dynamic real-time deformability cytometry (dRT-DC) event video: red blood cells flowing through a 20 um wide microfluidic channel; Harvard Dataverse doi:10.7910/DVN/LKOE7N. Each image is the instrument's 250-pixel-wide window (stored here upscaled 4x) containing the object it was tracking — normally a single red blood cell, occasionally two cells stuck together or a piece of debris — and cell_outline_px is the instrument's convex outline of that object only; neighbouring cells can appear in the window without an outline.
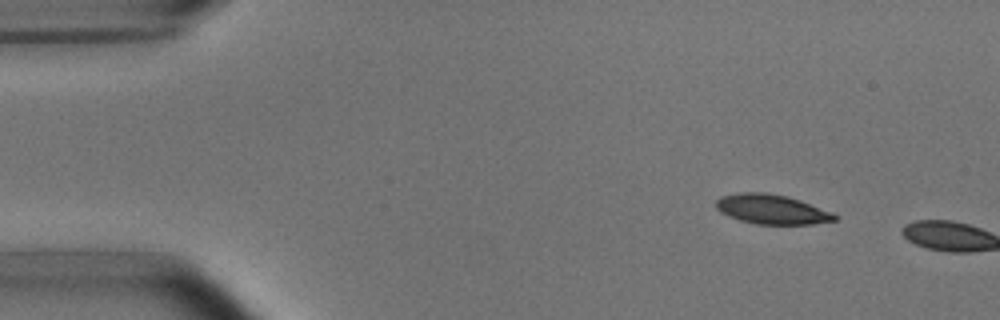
{"species": "common noctule bat (a hibernating species)", "species_latin": "Nyctalus noctula", "temperature_condition": "room temperature", "stored_images_in_passage": 2, "camera_frame_rate_fps": 3000, "um_per_image_px": 0.085, "animal": {"sex": "male", "body_mass_g": 15.6}, "frame": {"image": 1, "passage_image": 1, "time_ms": 0.0, "image_size_px": [1000, 320], "cell_outline_px": [[840, 216], [836, 220], [812, 224], [756, 224], [740, 220], [728, 216], [720, 212], [716, 208], [716, 200], [720, 196], [736, 192], [764, 192], [788, 196], [800, 200], [832, 212]], "centroid_in_image_um": [65.58, 17.78], "position_along_channel_um": 19.4, "area_um2": 20.63}}